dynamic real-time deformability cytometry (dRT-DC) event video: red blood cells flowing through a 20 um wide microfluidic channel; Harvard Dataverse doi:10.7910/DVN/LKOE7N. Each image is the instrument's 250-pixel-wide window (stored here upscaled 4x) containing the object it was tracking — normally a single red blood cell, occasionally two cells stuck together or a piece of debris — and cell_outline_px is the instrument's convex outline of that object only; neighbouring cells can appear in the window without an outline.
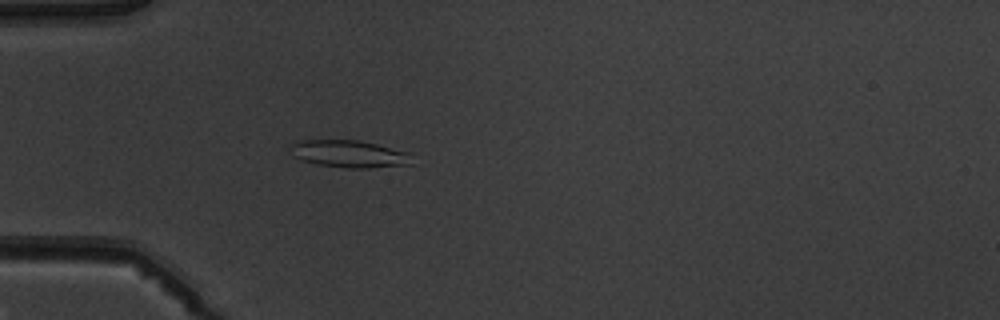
{"species": "common noctule bat (a hibernating species)", "species_latin": "Nyctalus noctula", "temperature_condition": "warm", "stored_images_in_passage": 2, "camera_frame_rate_fps": 3000, "um_per_image_px": 0.085, "animal": {"sex": "male", "body_mass_g": 19.5, "forearm_length_mm": 54.6}, "frame": {"image": 1, "passage_image": 2, "time_ms": 1.0, "image_size_px": [1000, 320], "cell_outline_px": [[412, 164], [368, 168], [348, 168], [320, 164], [300, 160], [292, 156], [288, 148], [292, 144], [304, 140], [360, 140], [408, 152]], "centroid_in_image_um": [29.64, 13.08], "position_along_channel_um": 55.4, "area_um2": 19.19}}